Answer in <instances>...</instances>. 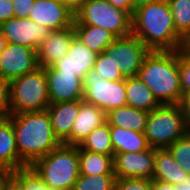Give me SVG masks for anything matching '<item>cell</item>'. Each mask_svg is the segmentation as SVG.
<instances>
[{"label": "cell", "mask_w": 190, "mask_h": 190, "mask_svg": "<svg viewBox=\"0 0 190 190\" xmlns=\"http://www.w3.org/2000/svg\"><path fill=\"white\" fill-rule=\"evenodd\" d=\"M131 18L132 34L151 51H177L185 46L175 29L167 0L142 5L134 10Z\"/></svg>", "instance_id": "obj_1"}, {"label": "cell", "mask_w": 190, "mask_h": 190, "mask_svg": "<svg viewBox=\"0 0 190 190\" xmlns=\"http://www.w3.org/2000/svg\"><path fill=\"white\" fill-rule=\"evenodd\" d=\"M9 119L15 131L19 168L31 166L61 144L54 135L47 110L11 114Z\"/></svg>", "instance_id": "obj_2"}, {"label": "cell", "mask_w": 190, "mask_h": 190, "mask_svg": "<svg viewBox=\"0 0 190 190\" xmlns=\"http://www.w3.org/2000/svg\"><path fill=\"white\" fill-rule=\"evenodd\" d=\"M138 77L161 105L181 103L183 92L180 86L179 50L150 51Z\"/></svg>", "instance_id": "obj_3"}, {"label": "cell", "mask_w": 190, "mask_h": 190, "mask_svg": "<svg viewBox=\"0 0 190 190\" xmlns=\"http://www.w3.org/2000/svg\"><path fill=\"white\" fill-rule=\"evenodd\" d=\"M31 167L52 190H72L80 175L78 145L61 143Z\"/></svg>", "instance_id": "obj_4"}, {"label": "cell", "mask_w": 190, "mask_h": 190, "mask_svg": "<svg viewBox=\"0 0 190 190\" xmlns=\"http://www.w3.org/2000/svg\"><path fill=\"white\" fill-rule=\"evenodd\" d=\"M187 133L181 104L160 105L149 112L144 134L151 148L166 149Z\"/></svg>", "instance_id": "obj_5"}, {"label": "cell", "mask_w": 190, "mask_h": 190, "mask_svg": "<svg viewBox=\"0 0 190 190\" xmlns=\"http://www.w3.org/2000/svg\"><path fill=\"white\" fill-rule=\"evenodd\" d=\"M10 114L47 110L50 105L45 68L26 73L10 82Z\"/></svg>", "instance_id": "obj_6"}, {"label": "cell", "mask_w": 190, "mask_h": 190, "mask_svg": "<svg viewBox=\"0 0 190 190\" xmlns=\"http://www.w3.org/2000/svg\"><path fill=\"white\" fill-rule=\"evenodd\" d=\"M73 24H87L102 27L116 37L132 34L131 16L115 8L107 0H86L74 14Z\"/></svg>", "instance_id": "obj_7"}, {"label": "cell", "mask_w": 190, "mask_h": 190, "mask_svg": "<svg viewBox=\"0 0 190 190\" xmlns=\"http://www.w3.org/2000/svg\"><path fill=\"white\" fill-rule=\"evenodd\" d=\"M83 100L92 103L106 113L127 105L125 82L123 80L109 81L101 74L90 70L83 80Z\"/></svg>", "instance_id": "obj_8"}, {"label": "cell", "mask_w": 190, "mask_h": 190, "mask_svg": "<svg viewBox=\"0 0 190 190\" xmlns=\"http://www.w3.org/2000/svg\"><path fill=\"white\" fill-rule=\"evenodd\" d=\"M150 49L135 35L117 37L104 51L126 77H137Z\"/></svg>", "instance_id": "obj_9"}, {"label": "cell", "mask_w": 190, "mask_h": 190, "mask_svg": "<svg viewBox=\"0 0 190 190\" xmlns=\"http://www.w3.org/2000/svg\"><path fill=\"white\" fill-rule=\"evenodd\" d=\"M38 67L37 50L32 48L7 42L0 52V74L9 83Z\"/></svg>", "instance_id": "obj_10"}, {"label": "cell", "mask_w": 190, "mask_h": 190, "mask_svg": "<svg viewBox=\"0 0 190 190\" xmlns=\"http://www.w3.org/2000/svg\"><path fill=\"white\" fill-rule=\"evenodd\" d=\"M0 31L8 43L37 50L52 30L43 24L33 22L30 18L12 17L0 25Z\"/></svg>", "instance_id": "obj_11"}, {"label": "cell", "mask_w": 190, "mask_h": 190, "mask_svg": "<svg viewBox=\"0 0 190 190\" xmlns=\"http://www.w3.org/2000/svg\"><path fill=\"white\" fill-rule=\"evenodd\" d=\"M50 103L83 100V80L74 72L46 67Z\"/></svg>", "instance_id": "obj_12"}, {"label": "cell", "mask_w": 190, "mask_h": 190, "mask_svg": "<svg viewBox=\"0 0 190 190\" xmlns=\"http://www.w3.org/2000/svg\"><path fill=\"white\" fill-rule=\"evenodd\" d=\"M156 149L141 152L115 154L114 174L116 178L153 179Z\"/></svg>", "instance_id": "obj_13"}, {"label": "cell", "mask_w": 190, "mask_h": 190, "mask_svg": "<svg viewBox=\"0 0 190 190\" xmlns=\"http://www.w3.org/2000/svg\"><path fill=\"white\" fill-rule=\"evenodd\" d=\"M28 18L55 31L72 26L75 15L59 0H35Z\"/></svg>", "instance_id": "obj_14"}, {"label": "cell", "mask_w": 190, "mask_h": 190, "mask_svg": "<svg viewBox=\"0 0 190 190\" xmlns=\"http://www.w3.org/2000/svg\"><path fill=\"white\" fill-rule=\"evenodd\" d=\"M107 122V113L84 100L75 119L71 135L63 142L66 145H79L94 129Z\"/></svg>", "instance_id": "obj_15"}, {"label": "cell", "mask_w": 190, "mask_h": 190, "mask_svg": "<svg viewBox=\"0 0 190 190\" xmlns=\"http://www.w3.org/2000/svg\"><path fill=\"white\" fill-rule=\"evenodd\" d=\"M75 37L74 25L51 31L46 40L37 48L39 67H50L64 57Z\"/></svg>", "instance_id": "obj_16"}, {"label": "cell", "mask_w": 190, "mask_h": 190, "mask_svg": "<svg viewBox=\"0 0 190 190\" xmlns=\"http://www.w3.org/2000/svg\"><path fill=\"white\" fill-rule=\"evenodd\" d=\"M97 55L98 54L94 53L75 37L67 54L52 66L56 70H62V72H74L78 77L84 80L85 75L90 70H93Z\"/></svg>", "instance_id": "obj_17"}, {"label": "cell", "mask_w": 190, "mask_h": 190, "mask_svg": "<svg viewBox=\"0 0 190 190\" xmlns=\"http://www.w3.org/2000/svg\"><path fill=\"white\" fill-rule=\"evenodd\" d=\"M79 107L80 101L50 103L47 107L54 135L61 143L71 135Z\"/></svg>", "instance_id": "obj_18"}, {"label": "cell", "mask_w": 190, "mask_h": 190, "mask_svg": "<svg viewBox=\"0 0 190 190\" xmlns=\"http://www.w3.org/2000/svg\"><path fill=\"white\" fill-rule=\"evenodd\" d=\"M188 176L167 149H156L153 179L177 186Z\"/></svg>", "instance_id": "obj_19"}, {"label": "cell", "mask_w": 190, "mask_h": 190, "mask_svg": "<svg viewBox=\"0 0 190 190\" xmlns=\"http://www.w3.org/2000/svg\"><path fill=\"white\" fill-rule=\"evenodd\" d=\"M19 169L15 131L9 117L0 119V170Z\"/></svg>", "instance_id": "obj_20"}, {"label": "cell", "mask_w": 190, "mask_h": 190, "mask_svg": "<svg viewBox=\"0 0 190 190\" xmlns=\"http://www.w3.org/2000/svg\"><path fill=\"white\" fill-rule=\"evenodd\" d=\"M124 82L128 106L151 112L161 105L152 91L138 76L126 77Z\"/></svg>", "instance_id": "obj_21"}, {"label": "cell", "mask_w": 190, "mask_h": 190, "mask_svg": "<svg viewBox=\"0 0 190 190\" xmlns=\"http://www.w3.org/2000/svg\"><path fill=\"white\" fill-rule=\"evenodd\" d=\"M115 154L141 152L150 148L144 133L109 126Z\"/></svg>", "instance_id": "obj_22"}, {"label": "cell", "mask_w": 190, "mask_h": 190, "mask_svg": "<svg viewBox=\"0 0 190 190\" xmlns=\"http://www.w3.org/2000/svg\"><path fill=\"white\" fill-rule=\"evenodd\" d=\"M149 112L125 105L107 113L109 126L144 133Z\"/></svg>", "instance_id": "obj_23"}, {"label": "cell", "mask_w": 190, "mask_h": 190, "mask_svg": "<svg viewBox=\"0 0 190 190\" xmlns=\"http://www.w3.org/2000/svg\"><path fill=\"white\" fill-rule=\"evenodd\" d=\"M76 37L94 53L100 54L117 38L112 32L99 26L73 24Z\"/></svg>", "instance_id": "obj_24"}, {"label": "cell", "mask_w": 190, "mask_h": 190, "mask_svg": "<svg viewBox=\"0 0 190 190\" xmlns=\"http://www.w3.org/2000/svg\"><path fill=\"white\" fill-rule=\"evenodd\" d=\"M80 174L115 175L113 157L105 154L94 153L81 149L78 146Z\"/></svg>", "instance_id": "obj_25"}, {"label": "cell", "mask_w": 190, "mask_h": 190, "mask_svg": "<svg viewBox=\"0 0 190 190\" xmlns=\"http://www.w3.org/2000/svg\"><path fill=\"white\" fill-rule=\"evenodd\" d=\"M78 146L83 150L105 154L114 158L109 123L106 122L94 129Z\"/></svg>", "instance_id": "obj_26"}, {"label": "cell", "mask_w": 190, "mask_h": 190, "mask_svg": "<svg viewBox=\"0 0 190 190\" xmlns=\"http://www.w3.org/2000/svg\"><path fill=\"white\" fill-rule=\"evenodd\" d=\"M173 15L176 31L183 37L184 45L190 46V0H167Z\"/></svg>", "instance_id": "obj_27"}, {"label": "cell", "mask_w": 190, "mask_h": 190, "mask_svg": "<svg viewBox=\"0 0 190 190\" xmlns=\"http://www.w3.org/2000/svg\"><path fill=\"white\" fill-rule=\"evenodd\" d=\"M115 175L80 174L72 190H115Z\"/></svg>", "instance_id": "obj_28"}, {"label": "cell", "mask_w": 190, "mask_h": 190, "mask_svg": "<svg viewBox=\"0 0 190 190\" xmlns=\"http://www.w3.org/2000/svg\"><path fill=\"white\" fill-rule=\"evenodd\" d=\"M177 164L190 176V133L166 148Z\"/></svg>", "instance_id": "obj_29"}, {"label": "cell", "mask_w": 190, "mask_h": 190, "mask_svg": "<svg viewBox=\"0 0 190 190\" xmlns=\"http://www.w3.org/2000/svg\"><path fill=\"white\" fill-rule=\"evenodd\" d=\"M93 69L98 74H101V76L105 80L117 81V80H123L125 78L121 74V71L118 67V63H116L105 52H102L97 55Z\"/></svg>", "instance_id": "obj_30"}, {"label": "cell", "mask_w": 190, "mask_h": 190, "mask_svg": "<svg viewBox=\"0 0 190 190\" xmlns=\"http://www.w3.org/2000/svg\"><path fill=\"white\" fill-rule=\"evenodd\" d=\"M12 174L21 182L23 190H52L31 166L19 168Z\"/></svg>", "instance_id": "obj_31"}, {"label": "cell", "mask_w": 190, "mask_h": 190, "mask_svg": "<svg viewBox=\"0 0 190 190\" xmlns=\"http://www.w3.org/2000/svg\"><path fill=\"white\" fill-rule=\"evenodd\" d=\"M180 86L183 96L190 92V46L179 49Z\"/></svg>", "instance_id": "obj_32"}, {"label": "cell", "mask_w": 190, "mask_h": 190, "mask_svg": "<svg viewBox=\"0 0 190 190\" xmlns=\"http://www.w3.org/2000/svg\"><path fill=\"white\" fill-rule=\"evenodd\" d=\"M115 190H151V180L144 178H116Z\"/></svg>", "instance_id": "obj_33"}, {"label": "cell", "mask_w": 190, "mask_h": 190, "mask_svg": "<svg viewBox=\"0 0 190 190\" xmlns=\"http://www.w3.org/2000/svg\"><path fill=\"white\" fill-rule=\"evenodd\" d=\"M10 83L0 74V119L10 114Z\"/></svg>", "instance_id": "obj_34"}, {"label": "cell", "mask_w": 190, "mask_h": 190, "mask_svg": "<svg viewBox=\"0 0 190 190\" xmlns=\"http://www.w3.org/2000/svg\"><path fill=\"white\" fill-rule=\"evenodd\" d=\"M14 7V17L28 18L35 0H12Z\"/></svg>", "instance_id": "obj_35"}, {"label": "cell", "mask_w": 190, "mask_h": 190, "mask_svg": "<svg viewBox=\"0 0 190 190\" xmlns=\"http://www.w3.org/2000/svg\"><path fill=\"white\" fill-rule=\"evenodd\" d=\"M14 17L12 0H0V25Z\"/></svg>", "instance_id": "obj_36"}, {"label": "cell", "mask_w": 190, "mask_h": 190, "mask_svg": "<svg viewBox=\"0 0 190 190\" xmlns=\"http://www.w3.org/2000/svg\"><path fill=\"white\" fill-rule=\"evenodd\" d=\"M107 1L115 8L127 12L132 17L134 9L132 7L130 0H107Z\"/></svg>", "instance_id": "obj_37"}, {"label": "cell", "mask_w": 190, "mask_h": 190, "mask_svg": "<svg viewBox=\"0 0 190 190\" xmlns=\"http://www.w3.org/2000/svg\"><path fill=\"white\" fill-rule=\"evenodd\" d=\"M181 106L186 114V128L188 133H190V92H187L181 101Z\"/></svg>", "instance_id": "obj_38"}, {"label": "cell", "mask_w": 190, "mask_h": 190, "mask_svg": "<svg viewBox=\"0 0 190 190\" xmlns=\"http://www.w3.org/2000/svg\"><path fill=\"white\" fill-rule=\"evenodd\" d=\"M4 190H23L21 182L11 173L5 179Z\"/></svg>", "instance_id": "obj_39"}, {"label": "cell", "mask_w": 190, "mask_h": 190, "mask_svg": "<svg viewBox=\"0 0 190 190\" xmlns=\"http://www.w3.org/2000/svg\"><path fill=\"white\" fill-rule=\"evenodd\" d=\"M151 190H177V187L172 184H169V183H165V182H161L156 179H152L151 180Z\"/></svg>", "instance_id": "obj_40"}, {"label": "cell", "mask_w": 190, "mask_h": 190, "mask_svg": "<svg viewBox=\"0 0 190 190\" xmlns=\"http://www.w3.org/2000/svg\"><path fill=\"white\" fill-rule=\"evenodd\" d=\"M59 1L75 14L86 0H59Z\"/></svg>", "instance_id": "obj_41"}, {"label": "cell", "mask_w": 190, "mask_h": 190, "mask_svg": "<svg viewBox=\"0 0 190 190\" xmlns=\"http://www.w3.org/2000/svg\"><path fill=\"white\" fill-rule=\"evenodd\" d=\"M159 0H130L133 9H137L138 7L145 5V4H149V3H153Z\"/></svg>", "instance_id": "obj_42"}, {"label": "cell", "mask_w": 190, "mask_h": 190, "mask_svg": "<svg viewBox=\"0 0 190 190\" xmlns=\"http://www.w3.org/2000/svg\"><path fill=\"white\" fill-rule=\"evenodd\" d=\"M12 172L9 170H0V190H4L5 186V179L11 174Z\"/></svg>", "instance_id": "obj_43"}, {"label": "cell", "mask_w": 190, "mask_h": 190, "mask_svg": "<svg viewBox=\"0 0 190 190\" xmlns=\"http://www.w3.org/2000/svg\"><path fill=\"white\" fill-rule=\"evenodd\" d=\"M177 190H190V176L182 183L181 185H177Z\"/></svg>", "instance_id": "obj_44"}, {"label": "cell", "mask_w": 190, "mask_h": 190, "mask_svg": "<svg viewBox=\"0 0 190 190\" xmlns=\"http://www.w3.org/2000/svg\"><path fill=\"white\" fill-rule=\"evenodd\" d=\"M7 41L6 38L2 35L0 31V52L6 47Z\"/></svg>", "instance_id": "obj_45"}]
</instances>
